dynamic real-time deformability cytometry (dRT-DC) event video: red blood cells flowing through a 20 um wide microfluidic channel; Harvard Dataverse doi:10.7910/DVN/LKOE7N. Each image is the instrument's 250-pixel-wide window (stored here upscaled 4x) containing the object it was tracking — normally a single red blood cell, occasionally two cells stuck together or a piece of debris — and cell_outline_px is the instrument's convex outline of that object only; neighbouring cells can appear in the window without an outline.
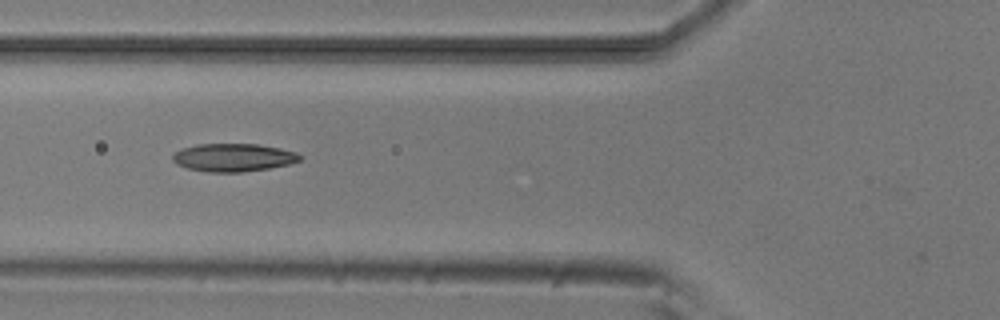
{"species": "common noctule bat (a hibernating species)", "species_latin": "Nyctalus noctula", "temperature_condition": "room temperature", "stored_images_in_passage": 9, "camera_frame_rate_fps": 3000, "um_per_image_px": 0.085, "animal": {"sex": "male", "body_mass_g": 20.5, "forearm_length_mm": 52.5}, "frame": {"image": 1, "passage_image": 6, "time_ms": 5.667, "image_size_px": [1000, 320], "cell_outline_px": [[304, 156], [300, 160], [288, 164], [268, 168], [244, 172], [208, 172], [188, 168], [176, 164], [172, 160], [172, 156], [180, 148], [196, 144], [260, 144], [280, 148], [296, 152]], "centroid_in_image_um": [19.83, 13.38], "position_along_channel_um": 106.0, "area_um2": 20.87}}
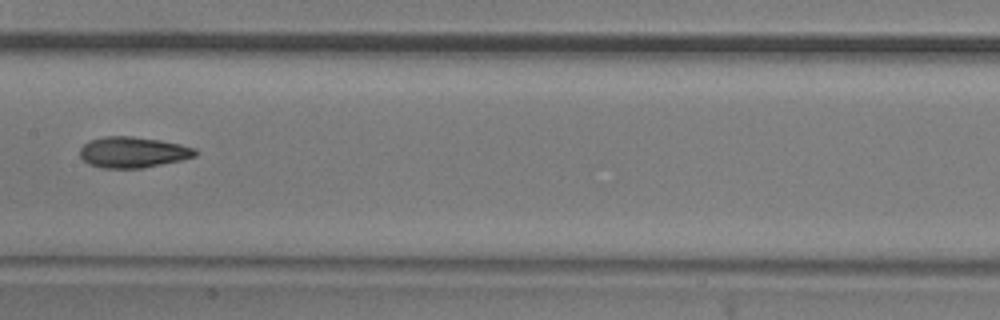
{"frame": {"image": 2, "passage_image": 8, "time_ms": 8.0, "image_size_px": [1000, 320], "cell_outline_px": [[196, 156], [180, 160], [140, 168], [100, 168], [88, 164], [80, 156], [80, 148], [84, 144], [92, 140], [104, 136], [132, 136], [160, 140], [180, 144], [196, 148]], "centroid_in_image_um": [11.28, 12.94], "position_along_channel_um": 196.1, "area_um2": 20.63}}
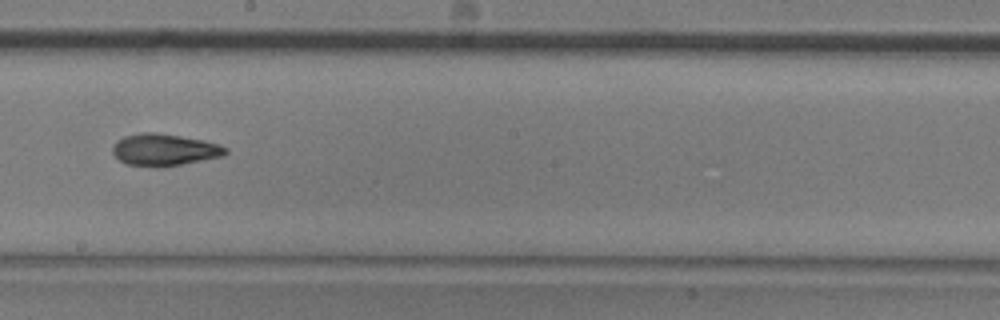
{"frame": {"image": 3, "passage_image": 9, "time_ms": 9.0, "image_size_px": [1000, 320], "cell_outline_px": [[228, 152], [224, 156], [164, 168], [156, 168], [128, 164], [120, 160], [112, 152], [112, 148], [116, 140], [124, 136], [140, 132], [156, 132], [204, 140], [220, 144], [228, 148]], "centroid_in_image_um": [13.99, 12.74], "position_along_channel_um": 234.2, "area_um2": 21.44}}